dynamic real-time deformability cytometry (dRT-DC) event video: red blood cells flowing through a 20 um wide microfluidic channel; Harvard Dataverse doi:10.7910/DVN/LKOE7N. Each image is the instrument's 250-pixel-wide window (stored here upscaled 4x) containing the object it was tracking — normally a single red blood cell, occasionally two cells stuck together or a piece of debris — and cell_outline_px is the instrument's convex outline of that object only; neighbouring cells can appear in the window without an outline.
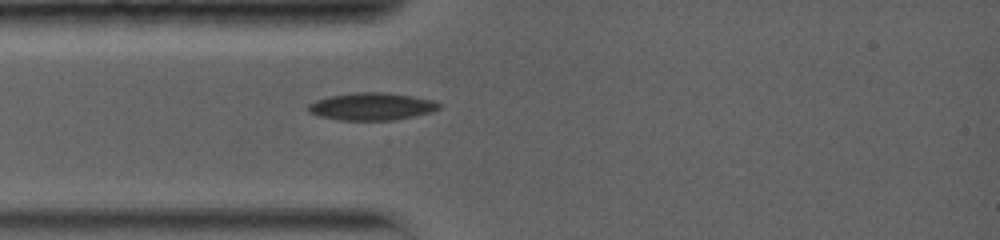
{"species": "common noctule bat (a hibernating species)", "species_latin": "Nyctalus noctula", "temperature_condition": "warm", "stored_images_in_passage": 1, "camera_frame_rate_fps": 5000, "um_per_image_px": 0.085, "animal": {"sex": "female", "body_mass_g": 19.0, "forearm_length_mm": 56.7}, "frame": {"image": 1, "passage_image": 1, "time_ms": 0.0, "image_size_px": [1000, 240], "cell_outline_px": [[440, 108], [432, 112], [396, 120], [336, 120], [320, 116], [308, 112], [308, 104], [316, 100], [328, 96], [352, 92], [384, 92], [412, 96], [432, 100], [440, 104]], "centroid_in_image_um": [31.57, 9.05], "position_along_channel_um": 53.4, "area_um2": 21.04}}